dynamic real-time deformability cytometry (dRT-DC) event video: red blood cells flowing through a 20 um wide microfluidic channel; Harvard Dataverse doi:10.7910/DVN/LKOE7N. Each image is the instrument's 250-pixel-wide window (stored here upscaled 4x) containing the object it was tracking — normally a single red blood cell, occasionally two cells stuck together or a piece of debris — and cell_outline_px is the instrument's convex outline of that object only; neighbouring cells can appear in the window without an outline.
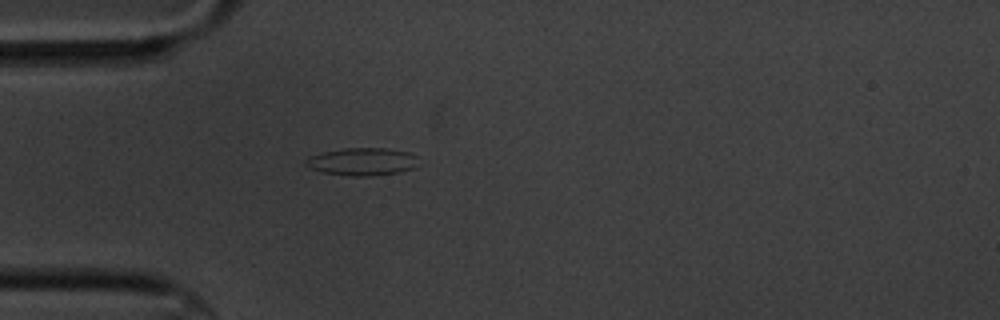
{"species": "common noctule bat (a hibernating species)", "species_latin": "Nyctalus noctula", "temperature_condition": "cold", "stored_images_in_passage": 1, "camera_frame_rate_fps": 3000, "um_per_image_px": 0.085, "animal": {"sex": "male", "body_mass_g": 20.1, "forearm_length_mm": 53.5}, "frame": {"image": 1, "passage_image": 1, "time_ms": 0.0, "image_size_px": [1000, 320], "cell_outline_px": [[420, 164], [416, 168], [400, 172], [368, 176], [352, 176], [320, 172], [308, 168], [304, 164], [304, 160], [308, 156], [324, 152], [344, 148], [384, 148], [408, 152], [416, 156]], "centroid_in_image_um": [30.78, 13.74], "position_along_channel_um": 54.2, "area_um2": 18.44}}